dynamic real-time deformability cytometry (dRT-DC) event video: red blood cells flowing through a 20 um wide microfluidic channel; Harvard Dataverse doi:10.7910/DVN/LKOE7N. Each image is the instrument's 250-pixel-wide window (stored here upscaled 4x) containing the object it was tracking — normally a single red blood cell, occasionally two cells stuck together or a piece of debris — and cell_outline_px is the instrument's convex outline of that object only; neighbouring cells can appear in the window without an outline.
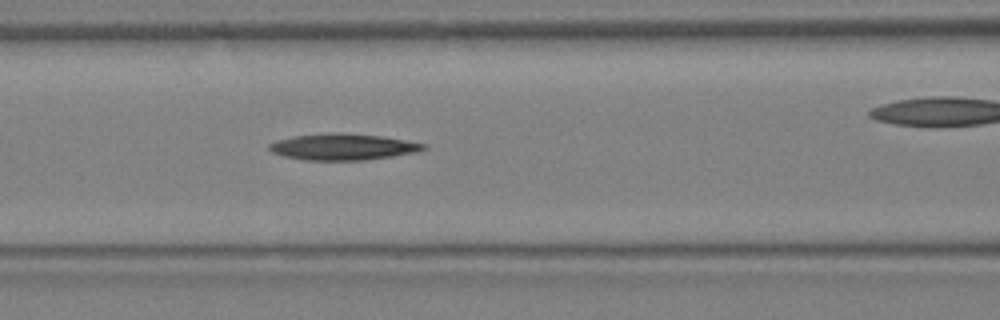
{"species": "Egyptian fruit bat (a non-hibernating species)", "species_latin": "Rousettus aegyptiacus", "temperature_condition": "warm", "stored_images_in_passage": 11, "segment_of_instrument_passage": [1, 2], "camera_frame_rate_fps": 3000, "um_per_image_px": 0.085, "animal": {"sex": "female"}, "frame": {"image": 1, "passage_image": 10, "time_ms": 3.0, "image_size_px": [1000, 320], "cell_outline_px": [[428, 148], [416, 152], [392, 156], [364, 160], [304, 160], [284, 156], [272, 152], [268, 148], [268, 144], [276, 140], [292, 136], [332, 132], [336, 132], [380, 136], [428, 144]], "centroid_in_image_um": [29.13, 12.48], "position_along_channel_um": 137.5, "area_um2": 23.7}}